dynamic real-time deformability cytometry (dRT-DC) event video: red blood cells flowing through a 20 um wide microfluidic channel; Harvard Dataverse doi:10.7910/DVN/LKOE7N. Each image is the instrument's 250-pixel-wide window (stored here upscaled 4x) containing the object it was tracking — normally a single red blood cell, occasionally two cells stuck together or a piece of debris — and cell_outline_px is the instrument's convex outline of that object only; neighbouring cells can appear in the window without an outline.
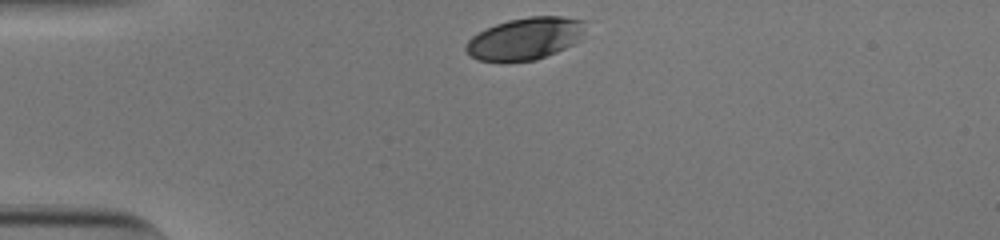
{"species": "human", "species_latin": "Homo sapiens", "temperature_condition": "cold", "stored_images_in_passage": 32, "camera_frame_rate_fps": 3000, "um_per_image_px": 0.085, "donor": {"sex": "male"}, "frame": {"image": 1, "passage_image": 1, "time_ms": 0.0, "image_size_px": [1000, 240], "cell_outline_px": [[588, 20], [580, 40], [556, 52], [536, 60], [476, 60], [464, 48], [468, 40], [472, 36], [496, 24], [508, 20], [528, 16], [564, 16]], "centroid_in_image_um": [44.7, 3.24], "position_along_channel_um": 40.3, "area_um2": 29.13}}
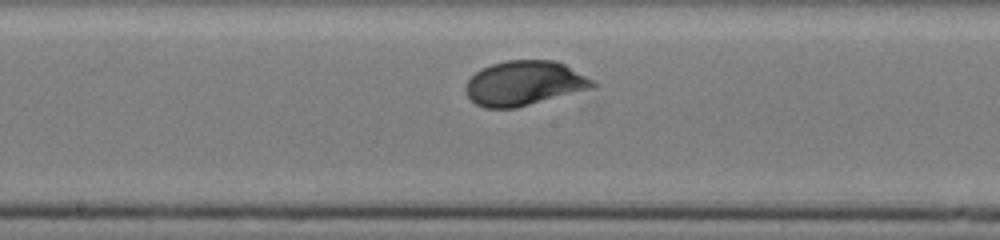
{"frame": {"image": 2, "passage_image": 17, "time_ms": 5.333, "image_size_px": [1000, 240], "cell_outline_px": [[596, 88], [516, 108], [484, 108], [476, 104], [464, 92], [464, 88], [468, 80], [480, 68], [492, 64], [508, 60], [556, 60], [564, 64], [592, 80], [596, 84]], "centroid_in_image_um": [44.56, 7.08], "position_along_channel_um": 203.6, "area_um2": 33.18}}
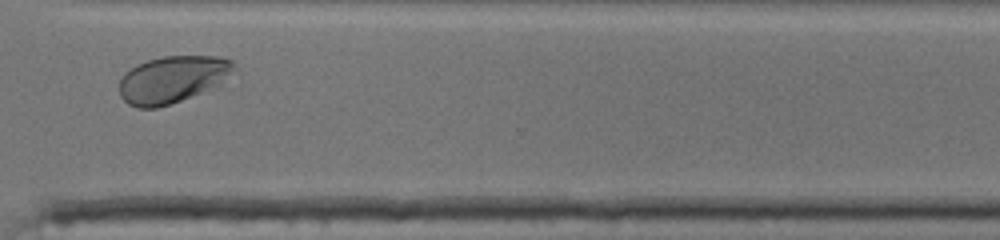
{"frame": {"image": 3, "passage_image": 29, "time_ms": 9.333, "image_size_px": [1000, 240], "cell_outline_px": [[236, 68], [216, 84], [200, 92], [180, 100], [156, 108], [136, 108], [128, 104], [120, 96], [120, 80], [124, 72], [136, 64], [148, 60], [164, 56], [220, 56], [232, 60], [236, 64]], "centroid_in_image_um": [14.59, 6.73], "position_along_channel_um": 356.0, "area_um2": 30.92}, "authors_computed_cell_mechanics": {"area_um2": 32.2524, "velocity_mm_per_s": 3.7887, "shape_relaxation_time_tau1_ms": 2.3891, "shape_relaxation_time_tau2_ms": null, "deformation_change_tau1": 0.1406, "deformation_change_tau2": null}}